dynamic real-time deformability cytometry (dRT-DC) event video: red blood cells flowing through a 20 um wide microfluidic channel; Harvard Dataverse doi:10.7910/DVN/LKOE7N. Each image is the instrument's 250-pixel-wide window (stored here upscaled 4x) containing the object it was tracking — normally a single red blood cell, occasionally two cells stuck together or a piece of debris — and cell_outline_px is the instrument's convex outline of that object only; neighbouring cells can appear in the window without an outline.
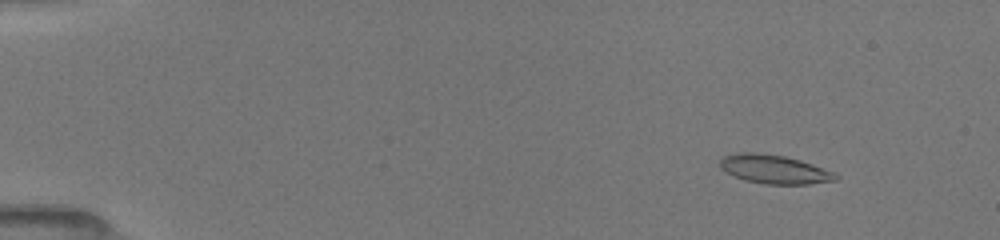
{"species": "common noctule bat (a hibernating species)", "species_latin": "Nyctalus noctula", "temperature_condition": "room temperature", "stored_images_in_passage": 47, "camera_frame_rate_fps": 3000, "um_per_image_px": 0.085, "animal": {"sex": "female", "body_mass_g": 19.5, "forearm_length_mm": 54.1}, "frame": {"image": 1, "passage_image": 7, "time_ms": 1.667, "image_size_px": [1000, 240], "cell_outline_px": [[840, 180], [808, 184], [764, 184], [744, 180], [724, 172], [720, 168], [720, 160], [724, 156], [736, 152], [756, 152], [784, 156], [800, 160], [836, 172], [840, 176]], "centroid_in_image_um": [65.83, 14.39], "position_along_channel_um": 19.2, "area_um2": 19.71}}
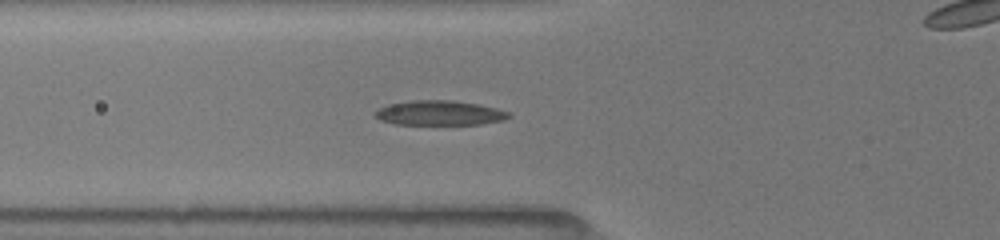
{"frame": {"image": 2, "passage_image": 35, "time_ms": 6.333, "image_size_px": [1000, 240], "cell_outline_px": [[512, 116], [504, 120], [480, 124], [396, 124], [380, 120], [372, 116], [372, 112], [388, 104], [412, 100], [452, 100], [480, 104], [512, 112]], "centroid_in_image_um": [37.36, 9.59], "position_along_channel_um": 88.4, "area_um2": 19.48}}
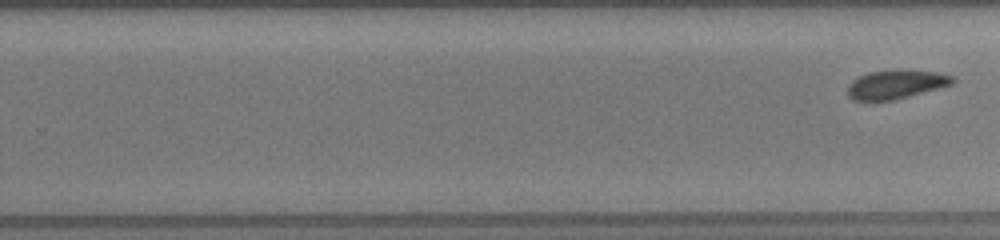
{"frame": {"image": 3, "passage_image": 47, "time_ms": 12.667, "image_size_px": [1000, 240], "cell_outline_px": [[956, 80], [952, 84], [892, 100], [852, 100], [848, 96], [848, 84], [852, 80], [868, 72], [936, 72], [952, 76]], "centroid_in_image_um": [76.1, 7.2], "position_along_channel_um": 253.7, "area_um2": 16.65}}